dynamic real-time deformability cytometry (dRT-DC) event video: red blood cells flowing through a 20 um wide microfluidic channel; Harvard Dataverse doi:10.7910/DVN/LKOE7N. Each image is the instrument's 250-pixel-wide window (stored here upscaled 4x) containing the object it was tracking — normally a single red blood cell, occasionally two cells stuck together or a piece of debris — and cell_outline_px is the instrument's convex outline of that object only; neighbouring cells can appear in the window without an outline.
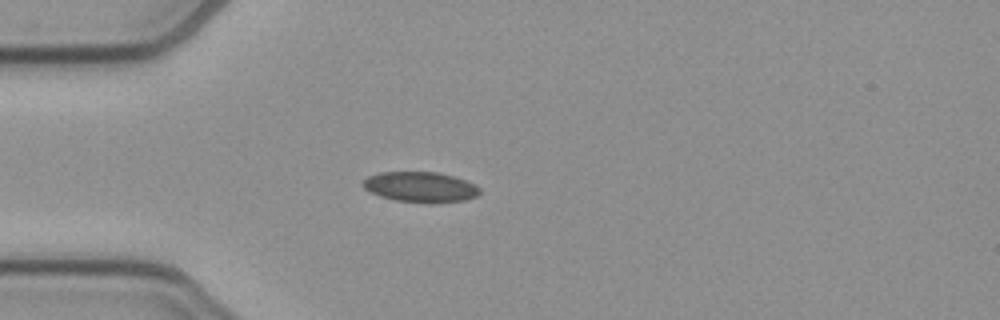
{"species": "common noctule bat (a hibernating species)", "species_latin": "Nyctalus noctula", "temperature_condition": "cold", "stored_images_in_passage": 39, "camera_frame_rate_fps": 3000, "um_per_image_px": 0.085, "animal": {"sex": "female", "body_mass_g": 21.9}, "frame": {"image": 1, "passage_image": 1, "time_ms": 0.0, "image_size_px": [1000, 320], "cell_outline_px": [[480, 192], [476, 196], [464, 200], [432, 204], [396, 200], [380, 196], [364, 188], [360, 184], [368, 176], [380, 172], [440, 172], [468, 180], [476, 184], [480, 188]], "centroid_in_image_um": [35.77, 15.89], "position_along_channel_um": 49.2, "area_um2": 20.92}}
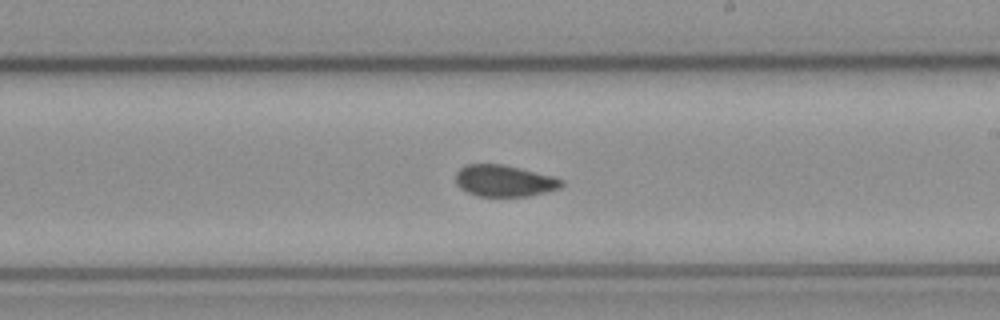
{"frame": {"image": 2, "passage_image": 17, "time_ms": 5.333, "image_size_px": [1000, 320], "cell_outline_px": [[564, 184], [560, 188], [528, 196], [476, 196], [460, 188], [456, 184], [456, 172], [464, 164], [504, 164], [552, 176], [564, 180]], "centroid_in_image_um": [42.84, 15.36], "position_along_channel_um": 246.2, "area_um2": 19.48}}
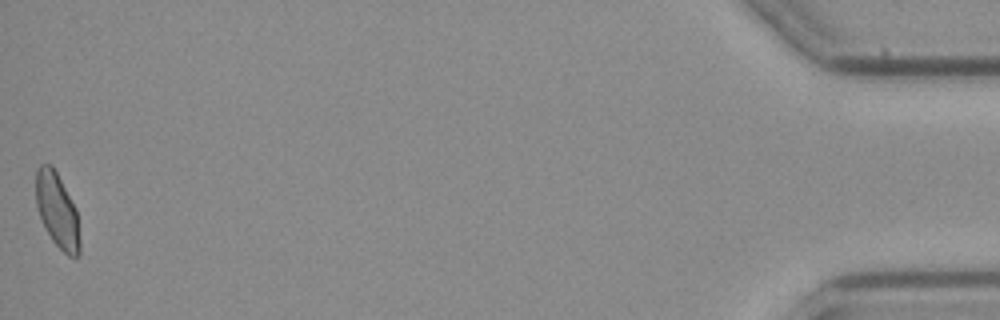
{"frame": {"image": 3, "passage_image": 39, "time_ms": 12.667, "image_size_px": [1000, 320], "cell_outline_px": [[80, 252], [76, 256], [68, 256], [52, 240], [40, 216], [36, 204], [36, 168], [40, 164], [52, 164], [76, 208], [80, 240]], "centroid_in_image_um": [4.86, 17.86], "position_along_channel_um": 430.3, "area_um2": 18.9}, "authors_computed_cell_mechanics": {"area_um2": 19.7676, "velocity_mm_per_s": 3.9065, "shape_relaxation_time_tau1_ms": null, "shape_relaxation_time_tau2_ms": 1.6077, "deformation_change_tau1": null, "deformation_change_tau2": 0.0676}}